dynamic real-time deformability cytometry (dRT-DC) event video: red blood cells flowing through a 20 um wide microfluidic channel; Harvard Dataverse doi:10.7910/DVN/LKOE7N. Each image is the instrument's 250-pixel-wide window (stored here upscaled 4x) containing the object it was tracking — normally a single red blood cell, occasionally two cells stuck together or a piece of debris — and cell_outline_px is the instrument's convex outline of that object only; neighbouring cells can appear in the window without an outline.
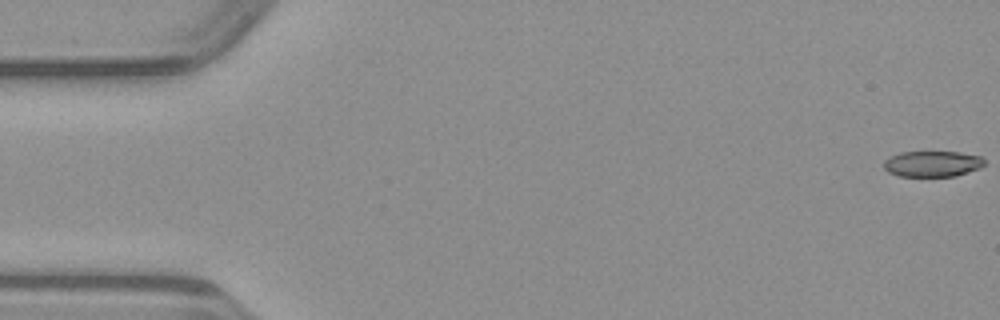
{"species": "common noctule bat (a hibernating species)", "species_latin": "Nyctalus noctula", "temperature_condition": "warm", "stored_images_in_passage": 50, "camera_frame_rate_fps": 3000, "um_per_image_px": 0.085, "animal": {"sex": "male", "body_mass_g": 23.1, "forearm_length_mm": 52.7}, "frame": {"image": 1, "passage_image": 1, "time_ms": 0.0, "image_size_px": [1000, 320], "cell_outline_px": [[984, 164], [980, 168], [956, 176], [900, 176], [888, 172], [884, 168], [884, 160], [888, 156], [900, 152], [960, 152], [980, 156], [984, 160]], "centroid_in_image_um": [79.23, 13.92], "position_along_channel_um": 5.8, "area_um2": 15.2}}
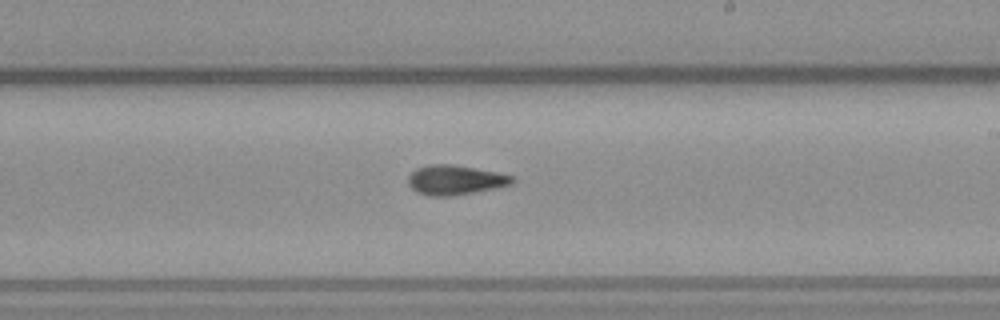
{"frame": {"image": 2, "passage_image": 29, "time_ms": 9.333, "image_size_px": [1000, 320], "cell_outline_px": [[516, 180], [512, 184], [496, 188], [448, 196], [428, 196], [412, 188], [408, 184], [408, 176], [416, 168], [432, 164], [452, 164], [496, 172], [512, 176]], "centroid_in_image_um": [38.69, 15.29], "position_along_channel_um": 250.3, "area_um2": 17.74}}
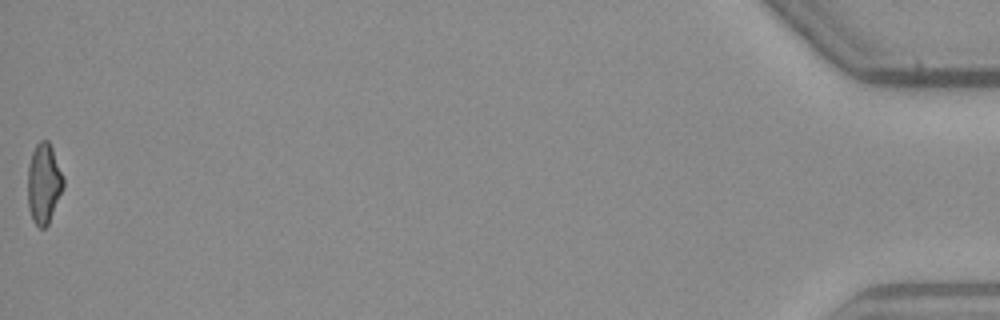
{"frame": {"image": 3, "passage_image": 50, "time_ms": 16.333, "image_size_px": [1000, 320], "cell_outline_px": [[64, 188], [48, 224], [44, 228], [40, 228], [32, 220], [28, 208], [28, 164], [32, 152], [36, 144], [40, 140], [48, 140], [52, 148], [64, 180]], "centroid_in_image_um": [3.71, 15.6], "position_along_channel_um": 431.5, "area_um2": 16.65}}